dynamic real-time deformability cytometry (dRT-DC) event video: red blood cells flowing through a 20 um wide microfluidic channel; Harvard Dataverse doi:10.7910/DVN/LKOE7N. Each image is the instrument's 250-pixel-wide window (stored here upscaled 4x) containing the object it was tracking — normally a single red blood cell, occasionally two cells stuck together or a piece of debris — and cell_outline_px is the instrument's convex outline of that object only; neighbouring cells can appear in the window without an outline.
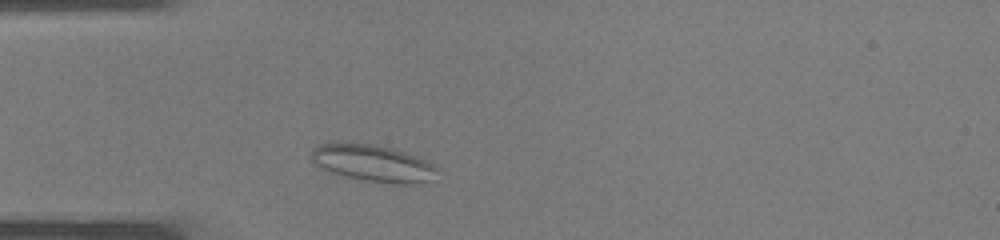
{"species": "common noctule bat (a hibernating species)", "species_latin": "Nyctalus noctula", "temperature_condition": "warm", "stored_images_in_passage": 25, "camera_frame_rate_fps": 3000, "um_per_image_px": 0.085, "animal": {"sex": "male", "body_mass_g": 19.0, "forearm_length_mm": 50.8}, "frame": {"image": 1, "passage_image": 3, "time_ms": 0.667, "image_size_px": [1000, 240], "cell_outline_px": [[436, 168], [432, 180], [420, 184], [396, 184], [364, 180], [332, 172], [320, 168], [308, 156], [312, 148], [316, 144], [336, 140], [376, 144], [392, 148], [404, 152], [424, 160], [432, 164]], "centroid_in_image_um": [31.59, 13.83], "position_along_channel_um": 53.4, "area_um2": 27.51}}
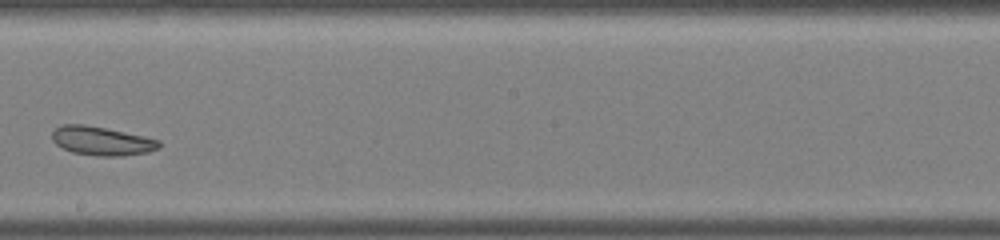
{"frame": {"image": 2, "passage_image": 14, "time_ms": 4.333, "image_size_px": [1000, 240], "cell_outline_px": [[160, 148], [148, 152], [120, 156], [96, 156], [72, 152], [56, 144], [52, 140], [52, 132], [60, 124], [84, 124], [144, 136], [160, 140]], "centroid_in_image_um": [8.64, 11.98], "position_along_channel_um": 239.6, "area_um2": 17.92}}
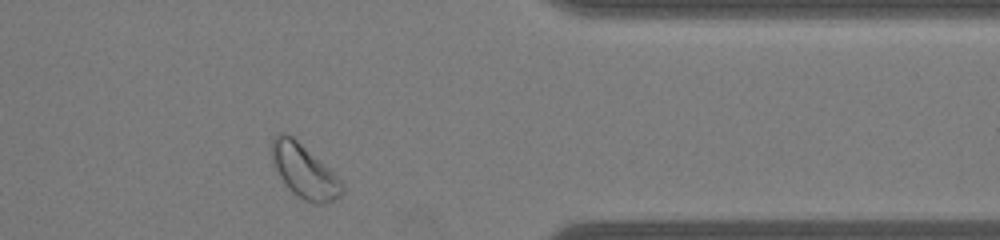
{"frame": {"image": 3, "passage_image": 23, "time_ms": 7.333, "image_size_px": [1000, 240], "cell_outline_px": [[344, 192], [340, 196], [324, 204], [316, 204], [304, 200], [292, 192], [280, 176], [272, 164], [272, 136], [280, 132], [288, 132], [328, 168], [344, 184]], "centroid_in_image_um": [25.84, 14.54], "position_along_channel_um": 385.6, "area_um2": 21.73}}